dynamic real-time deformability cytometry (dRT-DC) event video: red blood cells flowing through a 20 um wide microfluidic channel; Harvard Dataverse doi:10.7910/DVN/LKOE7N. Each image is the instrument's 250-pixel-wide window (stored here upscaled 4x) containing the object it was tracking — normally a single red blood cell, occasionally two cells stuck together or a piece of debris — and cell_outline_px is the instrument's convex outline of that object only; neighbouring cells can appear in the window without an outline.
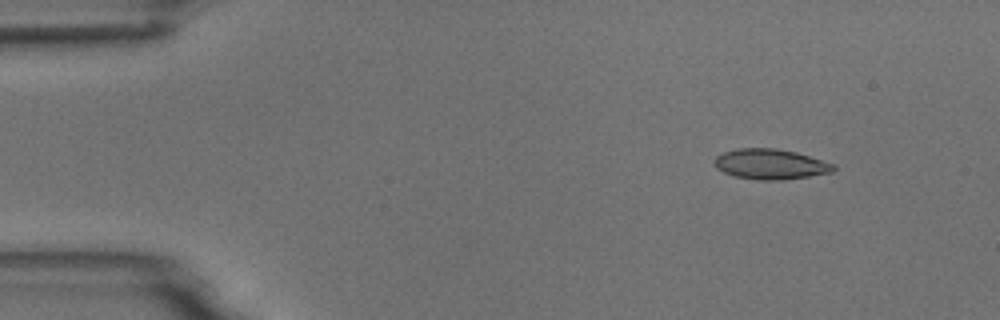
{"species": "common noctule bat (a hibernating species)", "species_latin": "Nyctalus noctula", "temperature_condition": "room temperature", "stored_images_in_passage": 4, "camera_frame_rate_fps": 3000, "um_per_image_px": 0.085, "animal": {"sex": "male", "body_mass_g": 18.8}, "frame": {"image": 1, "passage_image": 2, "time_ms": 1.333, "image_size_px": [1000, 320], "cell_outline_px": [[836, 168], [832, 172], [808, 176], [780, 180], [756, 180], [736, 176], [724, 172], [716, 168], [712, 164], [712, 160], [716, 156], [724, 152], [736, 148], [776, 148], [796, 152], [836, 164]], "centroid_in_image_um": [65.46, 13.94], "position_along_channel_um": 19.5, "area_um2": 21.15}}
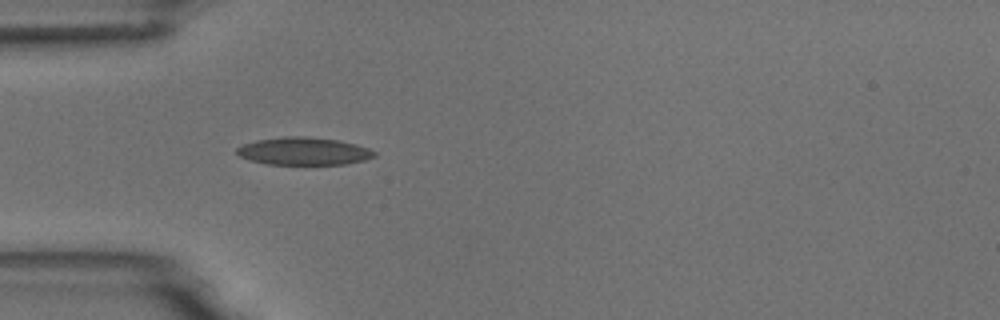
{"frame": {"image": 2, "passage_image": 4, "time_ms": 4.667, "image_size_px": [1000, 320], "cell_outline_px": [[376, 156], [364, 160], [344, 164], [264, 164], [240, 156], [236, 152], [236, 148], [244, 144], [256, 140], [284, 136], [304, 136], [336, 140], [356, 144], [368, 148], [376, 152]], "centroid_in_image_um": [25.81, 12.85], "position_along_channel_um": 59.2, "area_um2": 22.02}}